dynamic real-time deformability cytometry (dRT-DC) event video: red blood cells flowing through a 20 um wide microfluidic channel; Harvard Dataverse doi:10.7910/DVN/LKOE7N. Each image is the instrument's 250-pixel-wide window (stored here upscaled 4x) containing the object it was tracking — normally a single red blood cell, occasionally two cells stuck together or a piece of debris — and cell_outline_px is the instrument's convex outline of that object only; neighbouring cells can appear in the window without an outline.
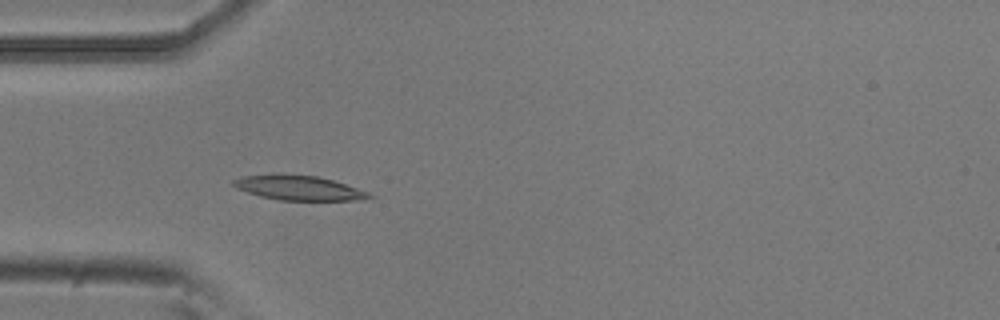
{"species": "common noctule bat (a hibernating species)", "species_latin": "Nyctalus noctula", "temperature_condition": "room temperature", "stored_images_in_passage": 5, "camera_frame_rate_fps": 3000, "um_per_image_px": 0.085, "animal": {"sex": "male", "body_mass_g": 20.5, "forearm_length_mm": 52.5}, "frame": {"image": 1, "passage_image": 4, "time_ms": 1.0, "image_size_px": [1000, 320], "cell_outline_px": [[376, 196], [356, 200], [280, 200], [260, 196], [236, 188], [232, 184], [232, 180], [244, 176], [272, 172], [280, 172], [316, 176], [332, 180], [368, 192]], "centroid_in_image_um": [25.31, 15.94], "position_along_channel_um": 59.7, "area_um2": 19.71}}
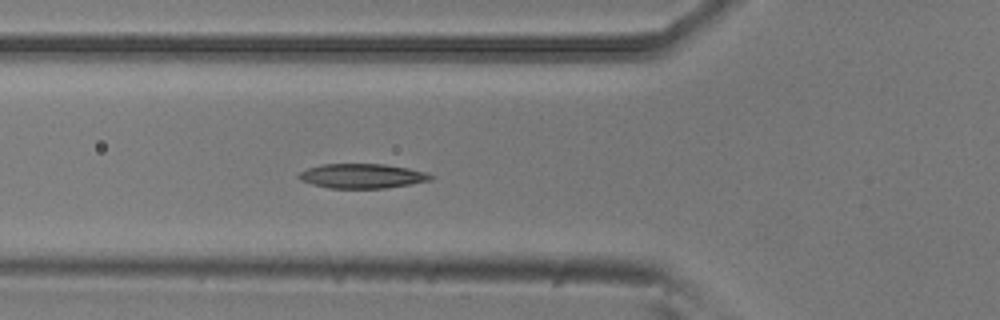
{"frame": {"image": 2, "passage_image": 5, "time_ms": 1.333, "image_size_px": [1000, 320], "cell_outline_px": [[436, 176], [432, 180], [412, 184], [384, 188], [328, 188], [312, 184], [300, 180], [296, 176], [300, 172], [308, 168], [320, 164], [384, 164], [408, 168], [428, 172]], "centroid_in_image_um": [30.81, 14.96], "position_along_channel_um": 95.0, "area_um2": 19.07}}